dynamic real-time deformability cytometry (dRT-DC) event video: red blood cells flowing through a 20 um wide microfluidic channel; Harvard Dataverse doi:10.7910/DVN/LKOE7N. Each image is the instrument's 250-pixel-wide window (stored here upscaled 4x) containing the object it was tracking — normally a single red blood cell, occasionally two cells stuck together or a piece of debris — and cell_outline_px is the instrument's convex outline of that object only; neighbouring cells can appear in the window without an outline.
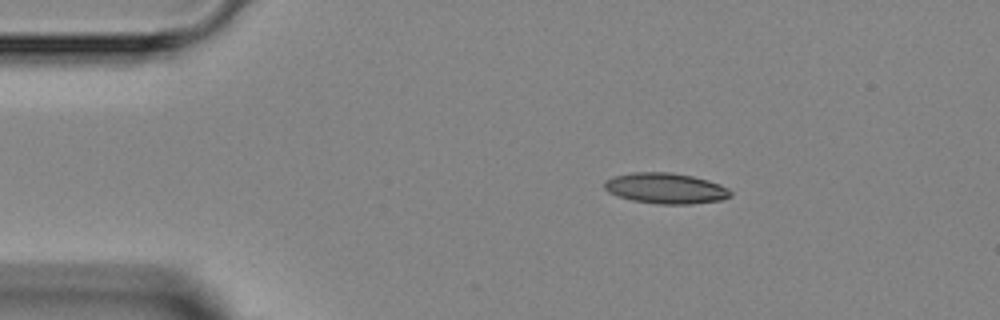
{"species": "Egyptian fruit bat (a non-hibernating species)", "species_latin": "Rousettus aegyptiacus", "temperature_condition": "room temperature", "stored_images_in_passage": 6, "camera_frame_rate_fps": 3000, "um_per_image_px": 0.085, "animal": {"sex": "female"}, "frame": {"image": 1, "passage_image": 2, "time_ms": 1.333, "image_size_px": [1000, 320], "cell_outline_px": [[732, 196], [724, 200], [692, 204], [656, 204], [632, 200], [608, 192], [604, 188], [604, 184], [608, 180], [616, 176], [632, 172], [668, 172], [692, 176], [708, 180], [720, 184], [728, 188], [732, 192]], "centroid_in_image_um": [56.65, 16.01], "position_along_channel_um": 28.4, "area_um2": 22.54}}
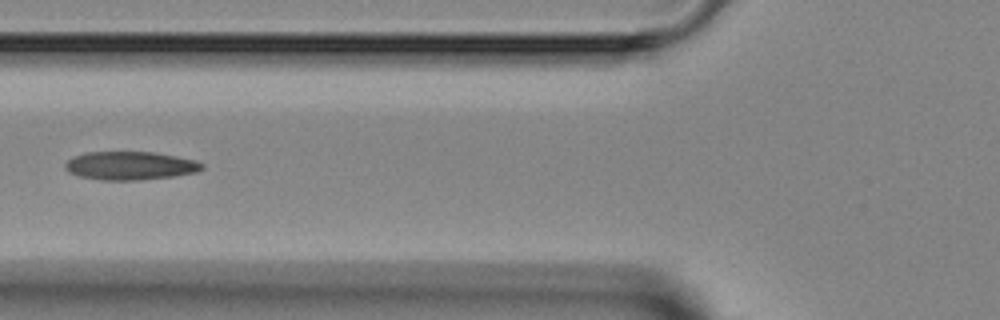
{"frame": {"image": 2, "passage_image": 5, "time_ms": 4.667, "image_size_px": [1000, 320], "cell_outline_px": [[204, 168], [196, 172], [176, 176], [140, 180], [100, 180], [80, 176], [68, 172], [64, 168], [64, 164], [72, 156], [84, 152], [156, 152], [196, 160], [204, 164]], "centroid_in_image_um": [11.06, 14.08], "position_along_channel_um": 114.7, "area_um2": 22.89}}
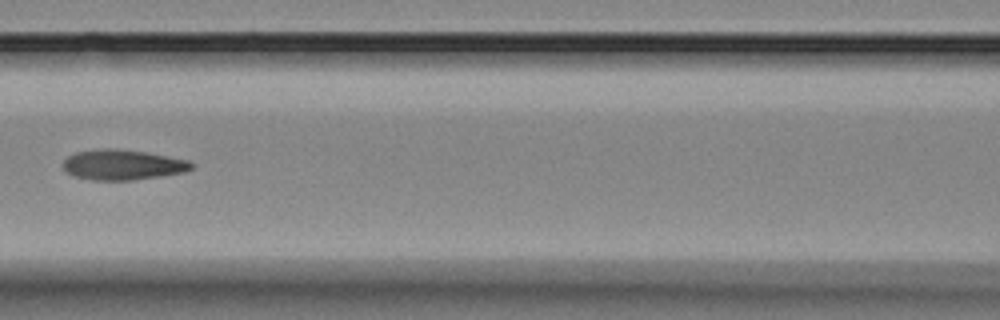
{"frame": {"image": 3, "passage_image": 6, "time_ms": 5.667, "image_size_px": [1000, 320], "cell_outline_px": [[192, 168], [184, 172], [160, 176], [132, 180], [92, 180], [76, 176], [68, 172], [64, 168], [64, 160], [68, 156], [76, 152], [100, 148], [116, 148], [144, 152], [188, 160], [192, 164]], "centroid_in_image_um": [10.41, 14.0], "position_along_channel_um": 156.2, "area_um2": 22.37}}